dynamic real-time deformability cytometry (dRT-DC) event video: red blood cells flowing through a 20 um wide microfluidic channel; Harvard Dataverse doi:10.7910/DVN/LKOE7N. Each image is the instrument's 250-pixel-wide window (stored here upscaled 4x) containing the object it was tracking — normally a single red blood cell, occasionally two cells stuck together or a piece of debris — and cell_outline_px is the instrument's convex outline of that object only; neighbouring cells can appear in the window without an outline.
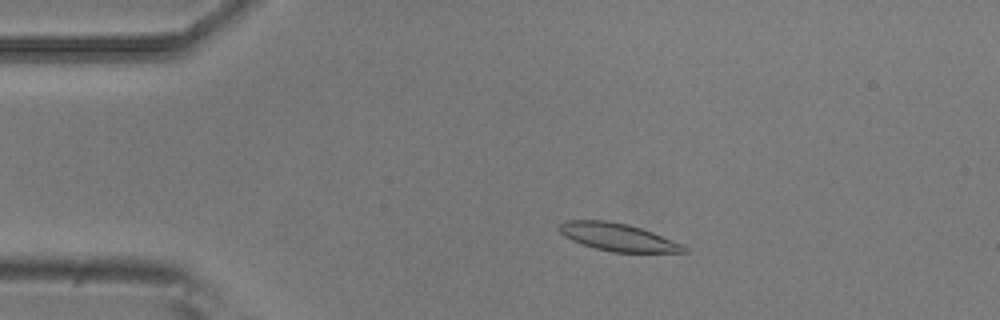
{"species": "common noctule bat (a hibernating species)", "species_latin": "Nyctalus noctula", "temperature_condition": "room temperature", "stored_images_in_passage": 5, "camera_frame_rate_fps": 3000, "um_per_image_px": 0.085, "animal": {"sex": "male", "body_mass_g": 20.5, "forearm_length_mm": 52.5}, "frame": {"image": 1, "passage_image": 3, "time_ms": 0.667, "image_size_px": [1000, 320], "cell_outline_px": [[688, 252], [612, 252], [596, 248], [572, 240], [564, 236], [556, 228], [560, 224], [568, 220], [608, 220], [628, 224], [652, 232], [684, 244], [688, 248]], "centroid_in_image_um": [52.53, 20.15], "position_along_channel_um": 32.5, "area_um2": 20.06}}
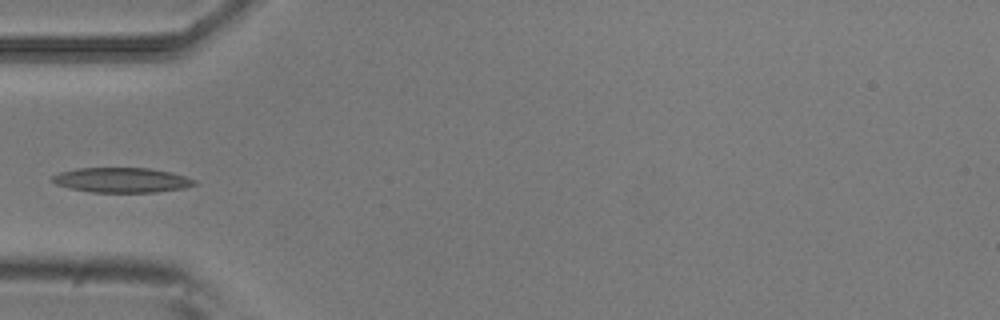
{"frame": {"image": 2, "passage_image": 5, "time_ms": 1.333, "image_size_px": [1000, 320], "cell_outline_px": [[196, 184], [184, 188], [156, 192], [92, 192], [72, 188], [56, 184], [52, 180], [52, 176], [60, 172], [76, 168], [148, 168], [172, 172], [196, 180]], "centroid_in_image_um": [10.36, 15.3], "position_along_channel_um": 74.6, "area_um2": 20.46}}